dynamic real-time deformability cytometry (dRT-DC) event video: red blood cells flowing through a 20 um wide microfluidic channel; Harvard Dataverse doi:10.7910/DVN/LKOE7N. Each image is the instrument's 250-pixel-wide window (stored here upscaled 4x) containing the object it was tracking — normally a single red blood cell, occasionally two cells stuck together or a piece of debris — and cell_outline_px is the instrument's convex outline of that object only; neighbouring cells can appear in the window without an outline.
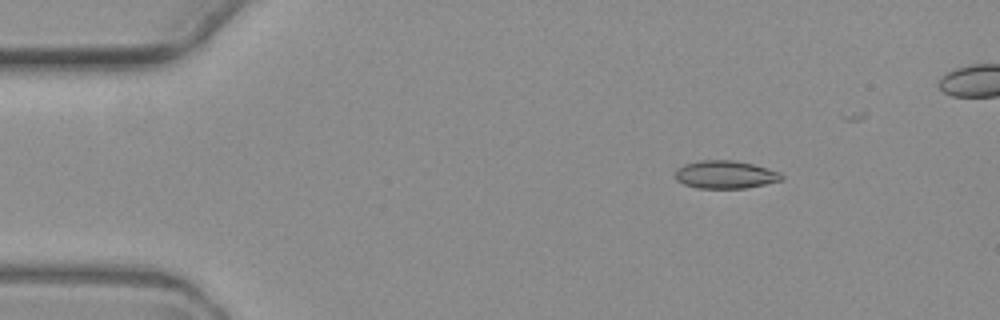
{"species": "common noctule bat (a hibernating species)", "species_latin": "Nyctalus noctula", "temperature_condition": "warm", "stored_images_in_passage": 7, "camera_frame_rate_fps": 3000, "um_per_image_px": 0.085, "animal": {"sex": "female", "body_mass_g": 19.3, "forearm_length_mm": 54.1}, "frame": {"image": 1, "passage_image": 3, "time_ms": 2.333, "image_size_px": [1000, 320], "cell_outline_px": [[784, 180], [744, 188], [696, 188], [684, 184], [676, 180], [676, 168], [684, 164], [700, 160], [732, 160], [752, 164], [768, 168], [780, 172], [784, 176]], "centroid_in_image_um": [61.65, 14.84], "position_along_channel_um": 23.3, "area_um2": 17.34}}